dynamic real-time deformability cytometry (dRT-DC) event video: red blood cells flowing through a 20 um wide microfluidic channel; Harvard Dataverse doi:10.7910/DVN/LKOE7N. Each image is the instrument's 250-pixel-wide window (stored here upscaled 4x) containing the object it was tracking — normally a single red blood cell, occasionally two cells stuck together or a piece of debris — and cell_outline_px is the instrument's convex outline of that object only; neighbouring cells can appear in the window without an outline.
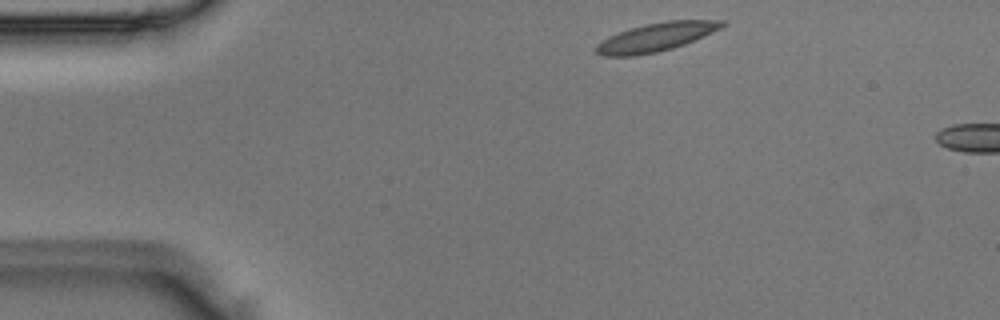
{"species": "Egyptian fruit bat (a non-hibernating species)", "species_latin": "Rousettus aegyptiacus", "temperature_condition": "room temperature", "stored_images_in_passage": 2, "camera_frame_rate_fps": 3000, "um_per_image_px": 0.085, "animal": {"sex": "male"}, "frame": {"image": 1, "passage_image": 1, "time_ms": 0.0, "image_size_px": [1000, 320], "cell_outline_px": [[728, 24], [720, 28], [684, 44], [672, 48], [656, 52], [632, 56], [600, 56], [596, 52], [596, 44], [608, 36], [644, 24], [668, 20], [724, 20]], "centroid_in_image_um": [55.74, 3.15], "position_along_channel_um": 29.3, "area_um2": 20.69}}